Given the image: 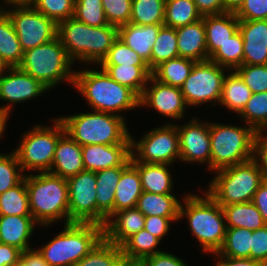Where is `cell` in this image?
Wrapping results in <instances>:
<instances>
[{
    "instance_id": "cell-4",
    "label": "cell",
    "mask_w": 267,
    "mask_h": 266,
    "mask_svg": "<svg viewBox=\"0 0 267 266\" xmlns=\"http://www.w3.org/2000/svg\"><path fill=\"white\" fill-rule=\"evenodd\" d=\"M29 208L34 220L41 226L65 219L69 224V196L66 179L49 172L25 174ZM50 224V225H49Z\"/></svg>"
},
{
    "instance_id": "cell-5",
    "label": "cell",
    "mask_w": 267,
    "mask_h": 266,
    "mask_svg": "<svg viewBox=\"0 0 267 266\" xmlns=\"http://www.w3.org/2000/svg\"><path fill=\"white\" fill-rule=\"evenodd\" d=\"M68 133L80 146L90 144H131V133L123 114L101 111L59 117Z\"/></svg>"
},
{
    "instance_id": "cell-19",
    "label": "cell",
    "mask_w": 267,
    "mask_h": 266,
    "mask_svg": "<svg viewBox=\"0 0 267 266\" xmlns=\"http://www.w3.org/2000/svg\"><path fill=\"white\" fill-rule=\"evenodd\" d=\"M243 64L267 65V20H239Z\"/></svg>"
},
{
    "instance_id": "cell-13",
    "label": "cell",
    "mask_w": 267,
    "mask_h": 266,
    "mask_svg": "<svg viewBox=\"0 0 267 266\" xmlns=\"http://www.w3.org/2000/svg\"><path fill=\"white\" fill-rule=\"evenodd\" d=\"M226 68L210 60L196 62L181 87L186 104L190 107L206 102L219 103Z\"/></svg>"
},
{
    "instance_id": "cell-55",
    "label": "cell",
    "mask_w": 267,
    "mask_h": 266,
    "mask_svg": "<svg viewBox=\"0 0 267 266\" xmlns=\"http://www.w3.org/2000/svg\"><path fill=\"white\" fill-rule=\"evenodd\" d=\"M23 251L19 248L0 243V266H12L21 259Z\"/></svg>"
},
{
    "instance_id": "cell-10",
    "label": "cell",
    "mask_w": 267,
    "mask_h": 266,
    "mask_svg": "<svg viewBox=\"0 0 267 266\" xmlns=\"http://www.w3.org/2000/svg\"><path fill=\"white\" fill-rule=\"evenodd\" d=\"M52 121L53 127L38 124L21 137L19 147L14 149V152L22 171H50L56 145L66 132L63 122L58 117Z\"/></svg>"
},
{
    "instance_id": "cell-26",
    "label": "cell",
    "mask_w": 267,
    "mask_h": 266,
    "mask_svg": "<svg viewBox=\"0 0 267 266\" xmlns=\"http://www.w3.org/2000/svg\"><path fill=\"white\" fill-rule=\"evenodd\" d=\"M208 57L239 30V19L235 13L204 15Z\"/></svg>"
},
{
    "instance_id": "cell-2",
    "label": "cell",
    "mask_w": 267,
    "mask_h": 266,
    "mask_svg": "<svg viewBox=\"0 0 267 266\" xmlns=\"http://www.w3.org/2000/svg\"><path fill=\"white\" fill-rule=\"evenodd\" d=\"M73 86L94 111L116 114L140 107V97L114 81L101 67L99 71L94 68L75 70Z\"/></svg>"
},
{
    "instance_id": "cell-43",
    "label": "cell",
    "mask_w": 267,
    "mask_h": 266,
    "mask_svg": "<svg viewBox=\"0 0 267 266\" xmlns=\"http://www.w3.org/2000/svg\"><path fill=\"white\" fill-rule=\"evenodd\" d=\"M239 116L255 132L267 124V92L253 93Z\"/></svg>"
},
{
    "instance_id": "cell-59",
    "label": "cell",
    "mask_w": 267,
    "mask_h": 266,
    "mask_svg": "<svg viewBox=\"0 0 267 266\" xmlns=\"http://www.w3.org/2000/svg\"><path fill=\"white\" fill-rule=\"evenodd\" d=\"M21 260L27 266H49L37 249L26 250L22 253Z\"/></svg>"
},
{
    "instance_id": "cell-38",
    "label": "cell",
    "mask_w": 267,
    "mask_h": 266,
    "mask_svg": "<svg viewBox=\"0 0 267 266\" xmlns=\"http://www.w3.org/2000/svg\"><path fill=\"white\" fill-rule=\"evenodd\" d=\"M0 215L32 216L25 177L18 185L0 194Z\"/></svg>"
},
{
    "instance_id": "cell-12",
    "label": "cell",
    "mask_w": 267,
    "mask_h": 266,
    "mask_svg": "<svg viewBox=\"0 0 267 266\" xmlns=\"http://www.w3.org/2000/svg\"><path fill=\"white\" fill-rule=\"evenodd\" d=\"M2 8L9 16L17 33L21 48L26 51L57 37L58 24L37 11L33 6Z\"/></svg>"
},
{
    "instance_id": "cell-51",
    "label": "cell",
    "mask_w": 267,
    "mask_h": 266,
    "mask_svg": "<svg viewBox=\"0 0 267 266\" xmlns=\"http://www.w3.org/2000/svg\"><path fill=\"white\" fill-rule=\"evenodd\" d=\"M250 258L267 264V225L252 231Z\"/></svg>"
},
{
    "instance_id": "cell-40",
    "label": "cell",
    "mask_w": 267,
    "mask_h": 266,
    "mask_svg": "<svg viewBox=\"0 0 267 266\" xmlns=\"http://www.w3.org/2000/svg\"><path fill=\"white\" fill-rule=\"evenodd\" d=\"M179 57L176 28L162 26L151 52V72L161 63Z\"/></svg>"
},
{
    "instance_id": "cell-21",
    "label": "cell",
    "mask_w": 267,
    "mask_h": 266,
    "mask_svg": "<svg viewBox=\"0 0 267 266\" xmlns=\"http://www.w3.org/2000/svg\"><path fill=\"white\" fill-rule=\"evenodd\" d=\"M83 170L82 146L65 132L56 145L49 173L67 180Z\"/></svg>"
},
{
    "instance_id": "cell-42",
    "label": "cell",
    "mask_w": 267,
    "mask_h": 266,
    "mask_svg": "<svg viewBox=\"0 0 267 266\" xmlns=\"http://www.w3.org/2000/svg\"><path fill=\"white\" fill-rule=\"evenodd\" d=\"M166 0H132L130 21L136 25L164 24Z\"/></svg>"
},
{
    "instance_id": "cell-32",
    "label": "cell",
    "mask_w": 267,
    "mask_h": 266,
    "mask_svg": "<svg viewBox=\"0 0 267 266\" xmlns=\"http://www.w3.org/2000/svg\"><path fill=\"white\" fill-rule=\"evenodd\" d=\"M252 94L250 88L233 70L224 77L219 105L226 106V109L232 110L239 115Z\"/></svg>"
},
{
    "instance_id": "cell-62",
    "label": "cell",
    "mask_w": 267,
    "mask_h": 266,
    "mask_svg": "<svg viewBox=\"0 0 267 266\" xmlns=\"http://www.w3.org/2000/svg\"><path fill=\"white\" fill-rule=\"evenodd\" d=\"M10 115H8L4 110L0 108V138L3 136L4 132L6 131L7 120Z\"/></svg>"
},
{
    "instance_id": "cell-31",
    "label": "cell",
    "mask_w": 267,
    "mask_h": 266,
    "mask_svg": "<svg viewBox=\"0 0 267 266\" xmlns=\"http://www.w3.org/2000/svg\"><path fill=\"white\" fill-rule=\"evenodd\" d=\"M221 207L225 215L226 227H240L254 231L266 225L261 213L252 201L234 203Z\"/></svg>"
},
{
    "instance_id": "cell-45",
    "label": "cell",
    "mask_w": 267,
    "mask_h": 266,
    "mask_svg": "<svg viewBox=\"0 0 267 266\" xmlns=\"http://www.w3.org/2000/svg\"><path fill=\"white\" fill-rule=\"evenodd\" d=\"M73 17L92 27L109 24L105 18L102 0H75Z\"/></svg>"
},
{
    "instance_id": "cell-50",
    "label": "cell",
    "mask_w": 267,
    "mask_h": 266,
    "mask_svg": "<svg viewBox=\"0 0 267 266\" xmlns=\"http://www.w3.org/2000/svg\"><path fill=\"white\" fill-rule=\"evenodd\" d=\"M235 15L239 20H267V0H244Z\"/></svg>"
},
{
    "instance_id": "cell-28",
    "label": "cell",
    "mask_w": 267,
    "mask_h": 266,
    "mask_svg": "<svg viewBox=\"0 0 267 266\" xmlns=\"http://www.w3.org/2000/svg\"><path fill=\"white\" fill-rule=\"evenodd\" d=\"M138 170L143 191L172 194L174 189L168 164L131 162Z\"/></svg>"
},
{
    "instance_id": "cell-30",
    "label": "cell",
    "mask_w": 267,
    "mask_h": 266,
    "mask_svg": "<svg viewBox=\"0 0 267 266\" xmlns=\"http://www.w3.org/2000/svg\"><path fill=\"white\" fill-rule=\"evenodd\" d=\"M117 83L132 89L139 97L152 75L148 66L98 65Z\"/></svg>"
},
{
    "instance_id": "cell-66",
    "label": "cell",
    "mask_w": 267,
    "mask_h": 266,
    "mask_svg": "<svg viewBox=\"0 0 267 266\" xmlns=\"http://www.w3.org/2000/svg\"><path fill=\"white\" fill-rule=\"evenodd\" d=\"M261 132L267 137V124L261 129Z\"/></svg>"
},
{
    "instance_id": "cell-17",
    "label": "cell",
    "mask_w": 267,
    "mask_h": 266,
    "mask_svg": "<svg viewBox=\"0 0 267 266\" xmlns=\"http://www.w3.org/2000/svg\"><path fill=\"white\" fill-rule=\"evenodd\" d=\"M149 83L152 85L151 88L148 87ZM145 105L155 109L163 116L175 120L184 118L185 109L188 107L181 88L161 83L152 75L140 97V106L144 107Z\"/></svg>"
},
{
    "instance_id": "cell-24",
    "label": "cell",
    "mask_w": 267,
    "mask_h": 266,
    "mask_svg": "<svg viewBox=\"0 0 267 266\" xmlns=\"http://www.w3.org/2000/svg\"><path fill=\"white\" fill-rule=\"evenodd\" d=\"M164 24L136 25L131 22L118 27V38L138 53L151 70V52Z\"/></svg>"
},
{
    "instance_id": "cell-22",
    "label": "cell",
    "mask_w": 267,
    "mask_h": 266,
    "mask_svg": "<svg viewBox=\"0 0 267 266\" xmlns=\"http://www.w3.org/2000/svg\"><path fill=\"white\" fill-rule=\"evenodd\" d=\"M126 166H116L96 171L97 224L104 226L114 213L115 190Z\"/></svg>"
},
{
    "instance_id": "cell-33",
    "label": "cell",
    "mask_w": 267,
    "mask_h": 266,
    "mask_svg": "<svg viewBox=\"0 0 267 266\" xmlns=\"http://www.w3.org/2000/svg\"><path fill=\"white\" fill-rule=\"evenodd\" d=\"M23 53L12 21L2 11L0 13V59L9 67H18L22 62Z\"/></svg>"
},
{
    "instance_id": "cell-1",
    "label": "cell",
    "mask_w": 267,
    "mask_h": 266,
    "mask_svg": "<svg viewBox=\"0 0 267 266\" xmlns=\"http://www.w3.org/2000/svg\"><path fill=\"white\" fill-rule=\"evenodd\" d=\"M57 36L73 62L99 65L118 38V27H92L71 17L58 23Z\"/></svg>"
},
{
    "instance_id": "cell-44",
    "label": "cell",
    "mask_w": 267,
    "mask_h": 266,
    "mask_svg": "<svg viewBox=\"0 0 267 266\" xmlns=\"http://www.w3.org/2000/svg\"><path fill=\"white\" fill-rule=\"evenodd\" d=\"M25 175L14 150L11 153H0V194L18 185Z\"/></svg>"
},
{
    "instance_id": "cell-29",
    "label": "cell",
    "mask_w": 267,
    "mask_h": 266,
    "mask_svg": "<svg viewBox=\"0 0 267 266\" xmlns=\"http://www.w3.org/2000/svg\"><path fill=\"white\" fill-rule=\"evenodd\" d=\"M180 205V201L173 194H158L143 191L138 198L136 208L144 216L169 217L175 222L180 219Z\"/></svg>"
},
{
    "instance_id": "cell-11",
    "label": "cell",
    "mask_w": 267,
    "mask_h": 266,
    "mask_svg": "<svg viewBox=\"0 0 267 266\" xmlns=\"http://www.w3.org/2000/svg\"><path fill=\"white\" fill-rule=\"evenodd\" d=\"M141 140L131 136V162L158 163L171 165L180 161L179 134L176 124L150 129ZM135 153V154H134Z\"/></svg>"
},
{
    "instance_id": "cell-64",
    "label": "cell",
    "mask_w": 267,
    "mask_h": 266,
    "mask_svg": "<svg viewBox=\"0 0 267 266\" xmlns=\"http://www.w3.org/2000/svg\"><path fill=\"white\" fill-rule=\"evenodd\" d=\"M8 68L9 66L2 59H0V78L4 75Z\"/></svg>"
},
{
    "instance_id": "cell-23",
    "label": "cell",
    "mask_w": 267,
    "mask_h": 266,
    "mask_svg": "<svg viewBox=\"0 0 267 266\" xmlns=\"http://www.w3.org/2000/svg\"><path fill=\"white\" fill-rule=\"evenodd\" d=\"M176 35L179 57L188 58L195 62L209 60L203 18L176 28Z\"/></svg>"
},
{
    "instance_id": "cell-14",
    "label": "cell",
    "mask_w": 267,
    "mask_h": 266,
    "mask_svg": "<svg viewBox=\"0 0 267 266\" xmlns=\"http://www.w3.org/2000/svg\"><path fill=\"white\" fill-rule=\"evenodd\" d=\"M69 196V224H97L96 175L83 170L67 179Z\"/></svg>"
},
{
    "instance_id": "cell-16",
    "label": "cell",
    "mask_w": 267,
    "mask_h": 266,
    "mask_svg": "<svg viewBox=\"0 0 267 266\" xmlns=\"http://www.w3.org/2000/svg\"><path fill=\"white\" fill-rule=\"evenodd\" d=\"M5 74L0 78V100L9 104L7 103L0 108L8 115L13 104L32 100L46 90L48 91L37 79L19 67H9Z\"/></svg>"
},
{
    "instance_id": "cell-48",
    "label": "cell",
    "mask_w": 267,
    "mask_h": 266,
    "mask_svg": "<svg viewBox=\"0 0 267 266\" xmlns=\"http://www.w3.org/2000/svg\"><path fill=\"white\" fill-rule=\"evenodd\" d=\"M252 93L267 92V65L243 64L234 70Z\"/></svg>"
},
{
    "instance_id": "cell-27",
    "label": "cell",
    "mask_w": 267,
    "mask_h": 266,
    "mask_svg": "<svg viewBox=\"0 0 267 266\" xmlns=\"http://www.w3.org/2000/svg\"><path fill=\"white\" fill-rule=\"evenodd\" d=\"M143 192L140 174L130 162L121 173L115 190L114 213L124 209L136 208L138 198Z\"/></svg>"
},
{
    "instance_id": "cell-53",
    "label": "cell",
    "mask_w": 267,
    "mask_h": 266,
    "mask_svg": "<svg viewBox=\"0 0 267 266\" xmlns=\"http://www.w3.org/2000/svg\"><path fill=\"white\" fill-rule=\"evenodd\" d=\"M171 222L173 221L169 217L145 216L144 229L162 241L170 230Z\"/></svg>"
},
{
    "instance_id": "cell-35",
    "label": "cell",
    "mask_w": 267,
    "mask_h": 266,
    "mask_svg": "<svg viewBox=\"0 0 267 266\" xmlns=\"http://www.w3.org/2000/svg\"><path fill=\"white\" fill-rule=\"evenodd\" d=\"M194 0H166L164 26L178 28L202 19Z\"/></svg>"
},
{
    "instance_id": "cell-25",
    "label": "cell",
    "mask_w": 267,
    "mask_h": 266,
    "mask_svg": "<svg viewBox=\"0 0 267 266\" xmlns=\"http://www.w3.org/2000/svg\"><path fill=\"white\" fill-rule=\"evenodd\" d=\"M35 225H39L32 216L0 215V243L12 245L23 252L30 250L29 238Z\"/></svg>"
},
{
    "instance_id": "cell-60",
    "label": "cell",
    "mask_w": 267,
    "mask_h": 266,
    "mask_svg": "<svg viewBox=\"0 0 267 266\" xmlns=\"http://www.w3.org/2000/svg\"><path fill=\"white\" fill-rule=\"evenodd\" d=\"M224 12L236 13L243 5L244 0H223Z\"/></svg>"
},
{
    "instance_id": "cell-8",
    "label": "cell",
    "mask_w": 267,
    "mask_h": 266,
    "mask_svg": "<svg viewBox=\"0 0 267 266\" xmlns=\"http://www.w3.org/2000/svg\"><path fill=\"white\" fill-rule=\"evenodd\" d=\"M206 191L219 205L246 203L264 181L258 163L249 161L215 171Z\"/></svg>"
},
{
    "instance_id": "cell-3",
    "label": "cell",
    "mask_w": 267,
    "mask_h": 266,
    "mask_svg": "<svg viewBox=\"0 0 267 266\" xmlns=\"http://www.w3.org/2000/svg\"><path fill=\"white\" fill-rule=\"evenodd\" d=\"M203 194L202 197L195 193L185 195L184 203L180 205L179 218L187 217L189 230L198 239L202 252L215 255L225 240V215L221 205L207 192Z\"/></svg>"
},
{
    "instance_id": "cell-9",
    "label": "cell",
    "mask_w": 267,
    "mask_h": 266,
    "mask_svg": "<svg viewBox=\"0 0 267 266\" xmlns=\"http://www.w3.org/2000/svg\"><path fill=\"white\" fill-rule=\"evenodd\" d=\"M255 134L247 124L238 127L210 123V170L217 171L253 159Z\"/></svg>"
},
{
    "instance_id": "cell-37",
    "label": "cell",
    "mask_w": 267,
    "mask_h": 266,
    "mask_svg": "<svg viewBox=\"0 0 267 266\" xmlns=\"http://www.w3.org/2000/svg\"><path fill=\"white\" fill-rule=\"evenodd\" d=\"M251 237L249 229L227 227L224 243L217 253L229 258H250Z\"/></svg>"
},
{
    "instance_id": "cell-15",
    "label": "cell",
    "mask_w": 267,
    "mask_h": 266,
    "mask_svg": "<svg viewBox=\"0 0 267 266\" xmlns=\"http://www.w3.org/2000/svg\"><path fill=\"white\" fill-rule=\"evenodd\" d=\"M179 134L180 161L205 163L210 170V123L196 118L183 125L176 124Z\"/></svg>"
},
{
    "instance_id": "cell-6",
    "label": "cell",
    "mask_w": 267,
    "mask_h": 266,
    "mask_svg": "<svg viewBox=\"0 0 267 266\" xmlns=\"http://www.w3.org/2000/svg\"><path fill=\"white\" fill-rule=\"evenodd\" d=\"M104 238L103 226L70 223L38 252L49 266H73Z\"/></svg>"
},
{
    "instance_id": "cell-49",
    "label": "cell",
    "mask_w": 267,
    "mask_h": 266,
    "mask_svg": "<svg viewBox=\"0 0 267 266\" xmlns=\"http://www.w3.org/2000/svg\"><path fill=\"white\" fill-rule=\"evenodd\" d=\"M102 5L110 25L120 27L129 23L132 0H102Z\"/></svg>"
},
{
    "instance_id": "cell-20",
    "label": "cell",
    "mask_w": 267,
    "mask_h": 266,
    "mask_svg": "<svg viewBox=\"0 0 267 266\" xmlns=\"http://www.w3.org/2000/svg\"><path fill=\"white\" fill-rule=\"evenodd\" d=\"M145 216L137 208L113 213L103 226L104 239L121 247L131 236L144 229Z\"/></svg>"
},
{
    "instance_id": "cell-65",
    "label": "cell",
    "mask_w": 267,
    "mask_h": 266,
    "mask_svg": "<svg viewBox=\"0 0 267 266\" xmlns=\"http://www.w3.org/2000/svg\"><path fill=\"white\" fill-rule=\"evenodd\" d=\"M12 266H27L21 259Z\"/></svg>"
},
{
    "instance_id": "cell-36",
    "label": "cell",
    "mask_w": 267,
    "mask_h": 266,
    "mask_svg": "<svg viewBox=\"0 0 267 266\" xmlns=\"http://www.w3.org/2000/svg\"><path fill=\"white\" fill-rule=\"evenodd\" d=\"M160 240L145 229L131 236L122 246V252L126 259L144 260L162 250L157 249ZM156 248V249H155Z\"/></svg>"
},
{
    "instance_id": "cell-52",
    "label": "cell",
    "mask_w": 267,
    "mask_h": 266,
    "mask_svg": "<svg viewBox=\"0 0 267 266\" xmlns=\"http://www.w3.org/2000/svg\"><path fill=\"white\" fill-rule=\"evenodd\" d=\"M253 159L258 163L263 180L267 181V137L261 131L255 134Z\"/></svg>"
},
{
    "instance_id": "cell-41",
    "label": "cell",
    "mask_w": 267,
    "mask_h": 266,
    "mask_svg": "<svg viewBox=\"0 0 267 266\" xmlns=\"http://www.w3.org/2000/svg\"><path fill=\"white\" fill-rule=\"evenodd\" d=\"M124 258L121 247L109 243L103 238L73 266H119Z\"/></svg>"
},
{
    "instance_id": "cell-58",
    "label": "cell",
    "mask_w": 267,
    "mask_h": 266,
    "mask_svg": "<svg viewBox=\"0 0 267 266\" xmlns=\"http://www.w3.org/2000/svg\"><path fill=\"white\" fill-rule=\"evenodd\" d=\"M218 257V262L215 266H262L263 264L259 261L253 260L251 258H229L220 256L215 253Z\"/></svg>"
},
{
    "instance_id": "cell-54",
    "label": "cell",
    "mask_w": 267,
    "mask_h": 266,
    "mask_svg": "<svg viewBox=\"0 0 267 266\" xmlns=\"http://www.w3.org/2000/svg\"><path fill=\"white\" fill-rule=\"evenodd\" d=\"M143 261L146 266H188L183 259L163 251L149 256Z\"/></svg>"
},
{
    "instance_id": "cell-39",
    "label": "cell",
    "mask_w": 267,
    "mask_h": 266,
    "mask_svg": "<svg viewBox=\"0 0 267 266\" xmlns=\"http://www.w3.org/2000/svg\"><path fill=\"white\" fill-rule=\"evenodd\" d=\"M209 60L221 67L226 72L233 71L243 65V36L238 30L229 40L222 44L210 57Z\"/></svg>"
},
{
    "instance_id": "cell-7",
    "label": "cell",
    "mask_w": 267,
    "mask_h": 266,
    "mask_svg": "<svg viewBox=\"0 0 267 266\" xmlns=\"http://www.w3.org/2000/svg\"><path fill=\"white\" fill-rule=\"evenodd\" d=\"M57 36L55 39L28 49L23 53V59L18 66L21 70L37 79L48 90L53 89L62 81L73 85L74 65Z\"/></svg>"
},
{
    "instance_id": "cell-34",
    "label": "cell",
    "mask_w": 267,
    "mask_h": 266,
    "mask_svg": "<svg viewBox=\"0 0 267 266\" xmlns=\"http://www.w3.org/2000/svg\"><path fill=\"white\" fill-rule=\"evenodd\" d=\"M195 61L177 57L161 63L152 71V76L161 83L181 88L190 75Z\"/></svg>"
},
{
    "instance_id": "cell-46",
    "label": "cell",
    "mask_w": 267,
    "mask_h": 266,
    "mask_svg": "<svg viewBox=\"0 0 267 266\" xmlns=\"http://www.w3.org/2000/svg\"><path fill=\"white\" fill-rule=\"evenodd\" d=\"M99 65L148 66L138 53L128 47L119 38L115 40L112 47L109 49L108 54Z\"/></svg>"
},
{
    "instance_id": "cell-61",
    "label": "cell",
    "mask_w": 267,
    "mask_h": 266,
    "mask_svg": "<svg viewBox=\"0 0 267 266\" xmlns=\"http://www.w3.org/2000/svg\"><path fill=\"white\" fill-rule=\"evenodd\" d=\"M3 1L4 5L12 4L13 7H17V6H32L36 0H3Z\"/></svg>"
},
{
    "instance_id": "cell-47",
    "label": "cell",
    "mask_w": 267,
    "mask_h": 266,
    "mask_svg": "<svg viewBox=\"0 0 267 266\" xmlns=\"http://www.w3.org/2000/svg\"><path fill=\"white\" fill-rule=\"evenodd\" d=\"M32 6L58 24L74 16L75 0H36Z\"/></svg>"
},
{
    "instance_id": "cell-57",
    "label": "cell",
    "mask_w": 267,
    "mask_h": 266,
    "mask_svg": "<svg viewBox=\"0 0 267 266\" xmlns=\"http://www.w3.org/2000/svg\"><path fill=\"white\" fill-rule=\"evenodd\" d=\"M252 202L261 213L262 218L267 225V181H263L254 194Z\"/></svg>"
},
{
    "instance_id": "cell-56",
    "label": "cell",
    "mask_w": 267,
    "mask_h": 266,
    "mask_svg": "<svg viewBox=\"0 0 267 266\" xmlns=\"http://www.w3.org/2000/svg\"><path fill=\"white\" fill-rule=\"evenodd\" d=\"M194 2L202 16L224 13L223 0H194Z\"/></svg>"
},
{
    "instance_id": "cell-18",
    "label": "cell",
    "mask_w": 267,
    "mask_h": 266,
    "mask_svg": "<svg viewBox=\"0 0 267 266\" xmlns=\"http://www.w3.org/2000/svg\"><path fill=\"white\" fill-rule=\"evenodd\" d=\"M85 170L93 172L116 166H127L131 162V144H90L82 146Z\"/></svg>"
},
{
    "instance_id": "cell-63",
    "label": "cell",
    "mask_w": 267,
    "mask_h": 266,
    "mask_svg": "<svg viewBox=\"0 0 267 266\" xmlns=\"http://www.w3.org/2000/svg\"><path fill=\"white\" fill-rule=\"evenodd\" d=\"M119 266H146L143 260H131L124 258Z\"/></svg>"
}]
</instances>
